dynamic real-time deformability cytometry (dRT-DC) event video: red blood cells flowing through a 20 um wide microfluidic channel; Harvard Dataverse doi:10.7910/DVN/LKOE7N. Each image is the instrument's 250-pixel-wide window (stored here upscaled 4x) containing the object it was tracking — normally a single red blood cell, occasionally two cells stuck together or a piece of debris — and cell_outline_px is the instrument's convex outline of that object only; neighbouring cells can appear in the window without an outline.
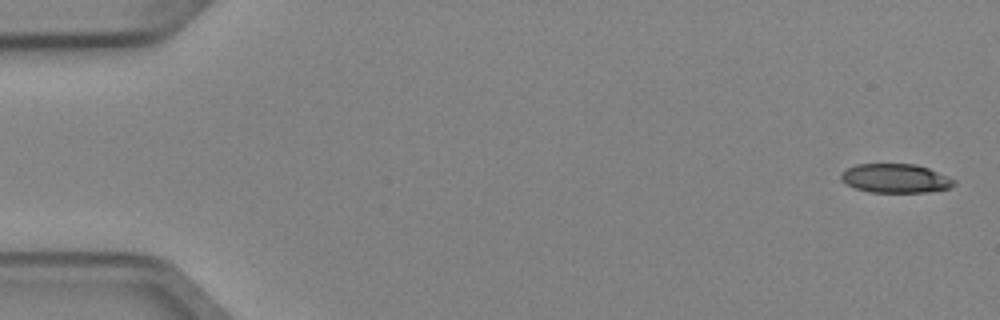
{"species": "Egyptian fruit bat (a non-hibernating species)", "species_latin": "Rousettus aegyptiacus", "temperature_condition": "cold", "stored_images_in_passage": 5, "camera_frame_rate_fps": 3000, "um_per_image_px": 0.085, "animal": {"sex": "female"}, "frame": {"image": 1, "passage_image": 1, "time_ms": 0.0, "image_size_px": [1000, 320], "cell_outline_px": [[956, 184], [948, 188], [928, 192], [868, 192], [844, 184], [840, 180], [840, 172], [856, 164], [916, 164], [928, 168], [948, 176], [956, 180]], "centroid_in_image_um": [76.09, 15.16], "position_along_channel_um": 8.9, "area_um2": 19.25}}
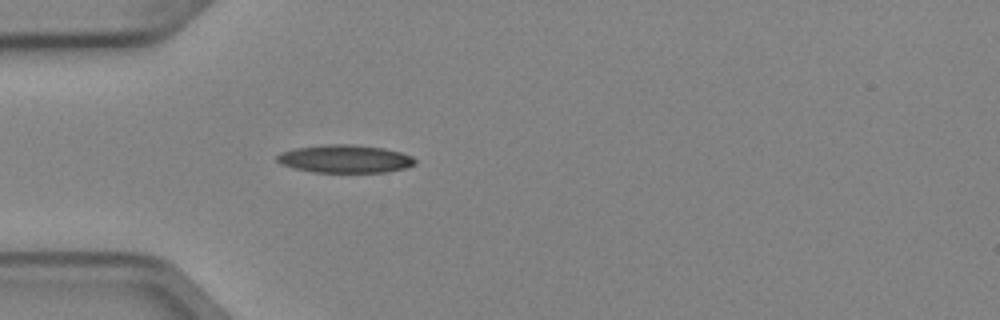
{"frame": {"image": 2, "passage_image": 5, "time_ms": 1.333, "image_size_px": [1000, 320], "cell_outline_px": [[416, 164], [404, 168], [384, 172], [312, 172], [292, 168], [280, 164], [276, 160], [276, 156], [280, 152], [296, 148], [324, 144], [352, 144], [384, 148], [400, 152], [412, 156], [416, 160]], "centroid_in_image_um": [29.29, 13.5], "position_along_channel_um": 55.7, "area_um2": 22.6}}